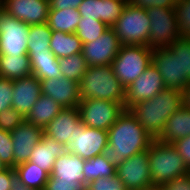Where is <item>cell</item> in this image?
<instances>
[{
    "instance_id": "21",
    "label": "cell",
    "mask_w": 190,
    "mask_h": 190,
    "mask_svg": "<svg viewBox=\"0 0 190 190\" xmlns=\"http://www.w3.org/2000/svg\"><path fill=\"white\" fill-rule=\"evenodd\" d=\"M66 152V145L43 134L42 140L33 148L29 161L51 174L56 158Z\"/></svg>"
},
{
    "instance_id": "20",
    "label": "cell",
    "mask_w": 190,
    "mask_h": 190,
    "mask_svg": "<svg viewBox=\"0 0 190 190\" xmlns=\"http://www.w3.org/2000/svg\"><path fill=\"white\" fill-rule=\"evenodd\" d=\"M41 94L40 80L34 75L13 80L12 108L26 118Z\"/></svg>"
},
{
    "instance_id": "3",
    "label": "cell",
    "mask_w": 190,
    "mask_h": 190,
    "mask_svg": "<svg viewBox=\"0 0 190 190\" xmlns=\"http://www.w3.org/2000/svg\"><path fill=\"white\" fill-rule=\"evenodd\" d=\"M81 100L102 99L125 106L126 88L115 76L112 65L88 66L79 83Z\"/></svg>"
},
{
    "instance_id": "15",
    "label": "cell",
    "mask_w": 190,
    "mask_h": 190,
    "mask_svg": "<svg viewBox=\"0 0 190 190\" xmlns=\"http://www.w3.org/2000/svg\"><path fill=\"white\" fill-rule=\"evenodd\" d=\"M1 7L29 26L46 23L50 10L49 0H3Z\"/></svg>"
},
{
    "instance_id": "33",
    "label": "cell",
    "mask_w": 190,
    "mask_h": 190,
    "mask_svg": "<svg viewBox=\"0 0 190 190\" xmlns=\"http://www.w3.org/2000/svg\"><path fill=\"white\" fill-rule=\"evenodd\" d=\"M31 72L39 80L62 77L59 59L54 56L51 60L30 61Z\"/></svg>"
},
{
    "instance_id": "7",
    "label": "cell",
    "mask_w": 190,
    "mask_h": 190,
    "mask_svg": "<svg viewBox=\"0 0 190 190\" xmlns=\"http://www.w3.org/2000/svg\"><path fill=\"white\" fill-rule=\"evenodd\" d=\"M146 11L151 22L150 48H167L181 37L175 8L150 7Z\"/></svg>"
},
{
    "instance_id": "48",
    "label": "cell",
    "mask_w": 190,
    "mask_h": 190,
    "mask_svg": "<svg viewBox=\"0 0 190 190\" xmlns=\"http://www.w3.org/2000/svg\"><path fill=\"white\" fill-rule=\"evenodd\" d=\"M182 105L190 109V82L181 91Z\"/></svg>"
},
{
    "instance_id": "35",
    "label": "cell",
    "mask_w": 190,
    "mask_h": 190,
    "mask_svg": "<svg viewBox=\"0 0 190 190\" xmlns=\"http://www.w3.org/2000/svg\"><path fill=\"white\" fill-rule=\"evenodd\" d=\"M0 161L7 168H14L12 138L9 131L0 129Z\"/></svg>"
},
{
    "instance_id": "25",
    "label": "cell",
    "mask_w": 190,
    "mask_h": 190,
    "mask_svg": "<svg viewBox=\"0 0 190 190\" xmlns=\"http://www.w3.org/2000/svg\"><path fill=\"white\" fill-rule=\"evenodd\" d=\"M32 75L28 55H0V77L17 80Z\"/></svg>"
},
{
    "instance_id": "43",
    "label": "cell",
    "mask_w": 190,
    "mask_h": 190,
    "mask_svg": "<svg viewBox=\"0 0 190 190\" xmlns=\"http://www.w3.org/2000/svg\"><path fill=\"white\" fill-rule=\"evenodd\" d=\"M172 145L183 157L185 165L190 170V136L177 139Z\"/></svg>"
},
{
    "instance_id": "24",
    "label": "cell",
    "mask_w": 190,
    "mask_h": 190,
    "mask_svg": "<svg viewBox=\"0 0 190 190\" xmlns=\"http://www.w3.org/2000/svg\"><path fill=\"white\" fill-rule=\"evenodd\" d=\"M62 109L51 97L41 94L25 121L44 129Z\"/></svg>"
},
{
    "instance_id": "40",
    "label": "cell",
    "mask_w": 190,
    "mask_h": 190,
    "mask_svg": "<svg viewBox=\"0 0 190 190\" xmlns=\"http://www.w3.org/2000/svg\"><path fill=\"white\" fill-rule=\"evenodd\" d=\"M13 81L0 77V112L12 107Z\"/></svg>"
},
{
    "instance_id": "8",
    "label": "cell",
    "mask_w": 190,
    "mask_h": 190,
    "mask_svg": "<svg viewBox=\"0 0 190 190\" xmlns=\"http://www.w3.org/2000/svg\"><path fill=\"white\" fill-rule=\"evenodd\" d=\"M77 108L80 120L85 126L106 131L125 110L122 103L102 99L80 100Z\"/></svg>"
},
{
    "instance_id": "38",
    "label": "cell",
    "mask_w": 190,
    "mask_h": 190,
    "mask_svg": "<svg viewBox=\"0 0 190 190\" xmlns=\"http://www.w3.org/2000/svg\"><path fill=\"white\" fill-rule=\"evenodd\" d=\"M177 41L180 43L181 76L190 82V38L181 36Z\"/></svg>"
},
{
    "instance_id": "41",
    "label": "cell",
    "mask_w": 190,
    "mask_h": 190,
    "mask_svg": "<svg viewBox=\"0 0 190 190\" xmlns=\"http://www.w3.org/2000/svg\"><path fill=\"white\" fill-rule=\"evenodd\" d=\"M133 7L148 9L150 7L175 8L177 0H127Z\"/></svg>"
},
{
    "instance_id": "49",
    "label": "cell",
    "mask_w": 190,
    "mask_h": 190,
    "mask_svg": "<svg viewBox=\"0 0 190 190\" xmlns=\"http://www.w3.org/2000/svg\"><path fill=\"white\" fill-rule=\"evenodd\" d=\"M7 167L3 165V163L0 161V172L6 169Z\"/></svg>"
},
{
    "instance_id": "36",
    "label": "cell",
    "mask_w": 190,
    "mask_h": 190,
    "mask_svg": "<svg viewBox=\"0 0 190 190\" xmlns=\"http://www.w3.org/2000/svg\"><path fill=\"white\" fill-rule=\"evenodd\" d=\"M24 121L22 114L12 107L0 112V129L2 130L11 132Z\"/></svg>"
},
{
    "instance_id": "23",
    "label": "cell",
    "mask_w": 190,
    "mask_h": 190,
    "mask_svg": "<svg viewBox=\"0 0 190 190\" xmlns=\"http://www.w3.org/2000/svg\"><path fill=\"white\" fill-rule=\"evenodd\" d=\"M85 160L78 155L66 152L56 158L51 176L71 182H83V169Z\"/></svg>"
},
{
    "instance_id": "16",
    "label": "cell",
    "mask_w": 190,
    "mask_h": 190,
    "mask_svg": "<svg viewBox=\"0 0 190 190\" xmlns=\"http://www.w3.org/2000/svg\"><path fill=\"white\" fill-rule=\"evenodd\" d=\"M10 134L15 167L18 164L29 161L33 148L42 140L44 129L24 121Z\"/></svg>"
},
{
    "instance_id": "14",
    "label": "cell",
    "mask_w": 190,
    "mask_h": 190,
    "mask_svg": "<svg viewBox=\"0 0 190 190\" xmlns=\"http://www.w3.org/2000/svg\"><path fill=\"white\" fill-rule=\"evenodd\" d=\"M120 47L118 36L112 28H109L95 41L84 43L81 53L88 66L108 65L113 62Z\"/></svg>"
},
{
    "instance_id": "18",
    "label": "cell",
    "mask_w": 190,
    "mask_h": 190,
    "mask_svg": "<svg viewBox=\"0 0 190 190\" xmlns=\"http://www.w3.org/2000/svg\"><path fill=\"white\" fill-rule=\"evenodd\" d=\"M40 85L41 93L51 97L62 108H75L81 100L79 83L64 76L40 80Z\"/></svg>"
},
{
    "instance_id": "1",
    "label": "cell",
    "mask_w": 190,
    "mask_h": 190,
    "mask_svg": "<svg viewBox=\"0 0 190 190\" xmlns=\"http://www.w3.org/2000/svg\"><path fill=\"white\" fill-rule=\"evenodd\" d=\"M108 145L102 155L117 169L125 160L149 149L155 140L139 124L129 109H125L108 129Z\"/></svg>"
},
{
    "instance_id": "5",
    "label": "cell",
    "mask_w": 190,
    "mask_h": 190,
    "mask_svg": "<svg viewBox=\"0 0 190 190\" xmlns=\"http://www.w3.org/2000/svg\"><path fill=\"white\" fill-rule=\"evenodd\" d=\"M153 48L143 45H121L111 63L115 76L127 88L152 63Z\"/></svg>"
},
{
    "instance_id": "42",
    "label": "cell",
    "mask_w": 190,
    "mask_h": 190,
    "mask_svg": "<svg viewBox=\"0 0 190 190\" xmlns=\"http://www.w3.org/2000/svg\"><path fill=\"white\" fill-rule=\"evenodd\" d=\"M158 188L160 190H190V172L184 176L175 177Z\"/></svg>"
},
{
    "instance_id": "37",
    "label": "cell",
    "mask_w": 190,
    "mask_h": 190,
    "mask_svg": "<svg viewBox=\"0 0 190 190\" xmlns=\"http://www.w3.org/2000/svg\"><path fill=\"white\" fill-rule=\"evenodd\" d=\"M86 188V190H125L124 184L116 174L109 178L92 180L86 185Z\"/></svg>"
},
{
    "instance_id": "19",
    "label": "cell",
    "mask_w": 190,
    "mask_h": 190,
    "mask_svg": "<svg viewBox=\"0 0 190 190\" xmlns=\"http://www.w3.org/2000/svg\"><path fill=\"white\" fill-rule=\"evenodd\" d=\"M81 122L78 108H63L44 128V134L55 141L68 145L74 141L76 127Z\"/></svg>"
},
{
    "instance_id": "17",
    "label": "cell",
    "mask_w": 190,
    "mask_h": 190,
    "mask_svg": "<svg viewBox=\"0 0 190 190\" xmlns=\"http://www.w3.org/2000/svg\"><path fill=\"white\" fill-rule=\"evenodd\" d=\"M126 5L127 0H83L78 7V12L81 18L96 19L112 28Z\"/></svg>"
},
{
    "instance_id": "9",
    "label": "cell",
    "mask_w": 190,
    "mask_h": 190,
    "mask_svg": "<svg viewBox=\"0 0 190 190\" xmlns=\"http://www.w3.org/2000/svg\"><path fill=\"white\" fill-rule=\"evenodd\" d=\"M30 26L10 15L0 7V55L27 54Z\"/></svg>"
},
{
    "instance_id": "11",
    "label": "cell",
    "mask_w": 190,
    "mask_h": 190,
    "mask_svg": "<svg viewBox=\"0 0 190 190\" xmlns=\"http://www.w3.org/2000/svg\"><path fill=\"white\" fill-rule=\"evenodd\" d=\"M116 175L124 184L125 190L154 189L148 162V149L125 160L116 169Z\"/></svg>"
},
{
    "instance_id": "30",
    "label": "cell",
    "mask_w": 190,
    "mask_h": 190,
    "mask_svg": "<svg viewBox=\"0 0 190 190\" xmlns=\"http://www.w3.org/2000/svg\"><path fill=\"white\" fill-rule=\"evenodd\" d=\"M115 174L116 168L102 154L85 160L83 182L86 185L92 180L109 178Z\"/></svg>"
},
{
    "instance_id": "31",
    "label": "cell",
    "mask_w": 190,
    "mask_h": 190,
    "mask_svg": "<svg viewBox=\"0 0 190 190\" xmlns=\"http://www.w3.org/2000/svg\"><path fill=\"white\" fill-rule=\"evenodd\" d=\"M59 66L62 76L68 80L80 83L82 76L88 68V63L82 53H77L68 57L59 58Z\"/></svg>"
},
{
    "instance_id": "28",
    "label": "cell",
    "mask_w": 190,
    "mask_h": 190,
    "mask_svg": "<svg viewBox=\"0 0 190 190\" xmlns=\"http://www.w3.org/2000/svg\"><path fill=\"white\" fill-rule=\"evenodd\" d=\"M14 170L23 184L29 188L38 190H44L50 176L48 172L30 161L16 165Z\"/></svg>"
},
{
    "instance_id": "46",
    "label": "cell",
    "mask_w": 190,
    "mask_h": 190,
    "mask_svg": "<svg viewBox=\"0 0 190 190\" xmlns=\"http://www.w3.org/2000/svg\"><path fill=\"white\" fill-rule=\"evenodd\" d=\"M10 190H38L27 187L25 184H23L19 177L15 174L11 179V188Z\"/></svg>"
},
{
    "instance_id": "39",
    "label": "cell",
    "mask_w": 190,
    "mask_h": 190,
    "mask_svg": "<svg viewBox=\"0 0 190 190\" xmlns=\"http://www.w3.org/2000/svg\"><path fill=\"white\" fill-rule=\"evenodd\" d=\"M86 184L84 182H71L66 180H60L59 178H53L49 176L44 190H86Z\"/></svg>"
},
{
    "instance_id": "2",
    "label": "cell",
    "mask_w": 190,
    "mask_h": 190,
    "mask_svg": "<svg viewBox=\"0 0 190 190\" xmlns=\"http://www.w3.org/2000/svg\"><path fill=\"white\" fill-rule=\"evenodd\" d=\"M181 106V92L165 88L152 98L132 105L129 110L144 130L156 140L164 131L167 119Z\"/></svg>"
},
{
    "instance_id": "45",
    "label": "cell",
    "mask_w": 190,
    "mask_h": 190,
    "mask_svg": "<svg viewBox=\"0 0 190 190\" xmlns=\"http://www.w3.org/2000/svg\"><path fill=\"white\" fill-rule=\"evenodd\" d=\"M15 174L14 168H6L0 172V190H10L11 179Z\"/></svg>"
},
{
    "instance_id": "34",
    "label": "cell",
    "mask_w": 190,
    "mask_h": 190,
    "mask_svg": "<svg viewBox=\"0 0 190 190\" xmlns=\"http://www.w3.org/2000/svg\"><path fill=\"white\" fill-rule=\"evenodd\" d=\"M175 10L181 36L190 38V0H178Z\"/></svg>"
},
{
    "instance_id": "12",
    "label": "cell",
    "mask_w": 190,
    "mask_h": 190,
    "mask_svg": "<svg viewBox=\"0 0 190 190\" xmlns=\"http://www.w3.org/2000/svg\"><path fill=\"white\" fill-rule=\"evenodd\" d=\"M108 141V131L88 127L80 122L76 127L74 141L67 145V151L86 160L101 155Z\"/></svg>"
},
{
    "instance_id": "4",
    "label": "cell",
    "mask_w": 190,
    "mask_h": 190,
    "mask_svg": "<svg viewBox=\"0 0 190 190\" xmlns=\"http://www.w3.org/2000/svg\"><path fill=\"white\" fill-rule=\"evenodd\" d=\"M148 162L154 188H158L163 183L190 172L184 163L183 157L175 147L172 144L162 143L157 139L149 146Z\"/></svg>"
},
{
    "instance_id": "32",
    "label": "cell",
    "mask_w": 190,
    "mask_h": 190,
    "mask_svg": "<svg viewBox=\"0 0 190 190\" xmlns=\"http://www.w3.org/2000/svg\"><path fill=\"white\" fill-rule=\"evenodd\" d=\"M109 27L96 19L81 18L76 28L75 34L81 40L82 44L93 42L99 38Z\"/></svg>"
},
{
    "instance_id": "13",
    "label": "cell",
    "mask_w": 190,
    "mask_h": 190,
    "mask_svg": "<svg viewBox=\"0 0 190 190\" xmlns=\"http://www.w3.org/2000/svg\"><path fill=\"white\" fill-rule=\"evenodd\" d=\"M166 87L157 68L151 63L146 70L125 90V109L143 100H148Z\"/></svg>"
},
{
    "instance_id": "26",
    "label": "cell",
    "mask_w": 190,
    "mask_h": 190,
    "mask_svg": "<svg viewBox=\"0 0 190 190\" xmlns=\"http://www.w3.org/2000/svg\"><path fill=\"white\" fill-rule=\"evenodd\" d=\"M82 45L75 33L52 31L50 49L58 59L81 53Z\"/></svg>"
},
{
    "instance_id": "47",
    "label": "cell",
    "mask_w": 190,
    "mask_h": 190,
    "mask_svg": "<svg viewBox=\"0 0 190 190\" xmlns=\"http://www.w3.org/2000/svg\"><path fill=\"white\" fill-rule=\"evenodd\" d=\"M30 61H44L51 60L55 55L52 52L41 54H28Z\"/></svg>"
},
{
    "instance_id": "27",
    "label": "cell",
    "mask_w": 190,
    "mask_h": 190,
    "mask_svg": "<svg viewBox=\"0 0 190 190\" xmlns=\"http://www.w3.org/2000/svg\"><path fill=\"white\" fill-rule=\"evenodd\" d=\"M80 20L81 15L78 9H50L47 23L52 31L75 33Z\"/></svg>"
},
{
    "instance_id": "22",
    "label": "cell",
    "mask_w": 190,
    "mask_h": 190,
    "mask_svg": "<svg viewBox=\"0 0 190 190\" xmlns=\"http://www.w3.org/2000/svg\"><path fill=\"white\" fill-rule=\"evenodd\" d=\"M187 136H190V109L182 105L167 119L164 131L157 140L172 144L177 139Z\"/></svg>"
},
{
    "instance_id": "44",
    "label": "cell",
    "mask_w": 190,
    "mask_h": 190,
    "mask_svg": "<svg viewBox=\"0 0 190 190\" xmlns=\"http://www.w3.org/2000/svg\"><path fill=\"white\" fill-rule=\"evenodd\" d=\"M83 0H49L50 9L64 10L68 8L78 9Z\"/></svg>"
},
{
    "instance_id": "29",
    "label": "cell",
    "mask_w": 190,
    "mask_h": 190,
    "mask_svg": "<svg viewBox=\"0 0 190 190\" xmlns=\"http://www.w3.org/2000/svg\"><path fill=\"white\" fill-rule=\"evenodd\" d=\"M52 30L48 23L30 25L27 38V54H41L52 52L50 39Z\"/></svg>"
},
{
    "instance_id": "6",
    "label": "cell",
    "mask_w": 190,
    "mask_h": 190,
    "mask_svg": "<svg viewBox=\"0 0 190 190\" xmlns=\"http://www.w3.org/2000/svg\"><path fill=\"white\" fill-rule=\"evenodd\" d=\"M150 19L146 9L127 3L122 15L112 26L121 45H143L149 47Z\"/></svg>"
},
{
    "instance_id": "10",
    "label": "cell",
    "mask_w": 190,
    "mask_h": 190,
    "mask_svg": "<svg viewBox=\"0 0 190 190\" xmlns=\"http://www.w3.org/2000/svg\"><path fill=\"white\" fill-rule=\"evenodd\" d=\"M152 63L162 76L166 88L182 91L189 81L181 76L180 43L176 40L167 48L152 51Z\"/></svg>"
}]
</instances>
